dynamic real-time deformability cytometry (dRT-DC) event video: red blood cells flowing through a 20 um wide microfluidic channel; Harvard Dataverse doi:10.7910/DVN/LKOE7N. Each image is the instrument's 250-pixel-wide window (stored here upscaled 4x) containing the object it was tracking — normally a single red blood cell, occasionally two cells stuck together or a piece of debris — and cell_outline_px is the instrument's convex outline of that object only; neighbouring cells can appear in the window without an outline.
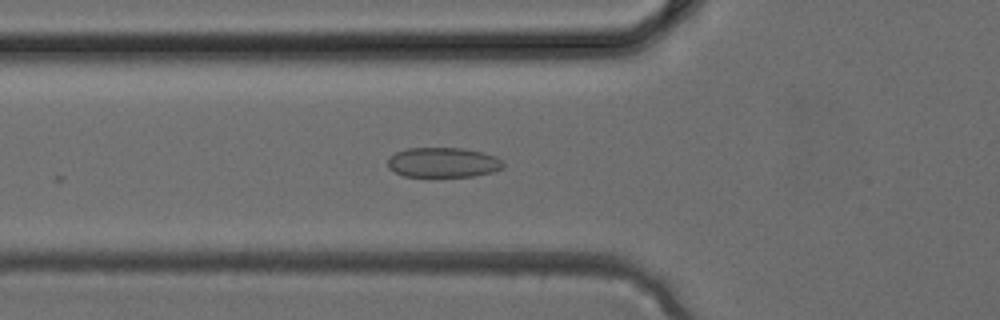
{"species": "common noctule bat (a hibernating species)", "species_latin": "Nyctalus noctula", "temperature_condition": "cold", "stored_images_in_passage": 4, "camera_frame_rate_fps": 3000, "um_per_image_px": 0.085, "animal": {"sex": "female", "body_mass_g": 24.6, "forearm_length_mm": 56.2}, "frame": {"image": 1, "passage_image": 4, "time_ms": 1.0, "image_size_px": [1000, 320], "cell_outline_px": [[504, 168], [492, 172], [472, 176], [404, 176], [388, 168], [388, 156], [396, 152], [408, 148], [464, 148], [484, 152], [496, 156], [504, 164]], "centroid_in_image_um": [37.67, 13.8], "position_along_channel_um": 88.1, "area_um2": 20.17}}